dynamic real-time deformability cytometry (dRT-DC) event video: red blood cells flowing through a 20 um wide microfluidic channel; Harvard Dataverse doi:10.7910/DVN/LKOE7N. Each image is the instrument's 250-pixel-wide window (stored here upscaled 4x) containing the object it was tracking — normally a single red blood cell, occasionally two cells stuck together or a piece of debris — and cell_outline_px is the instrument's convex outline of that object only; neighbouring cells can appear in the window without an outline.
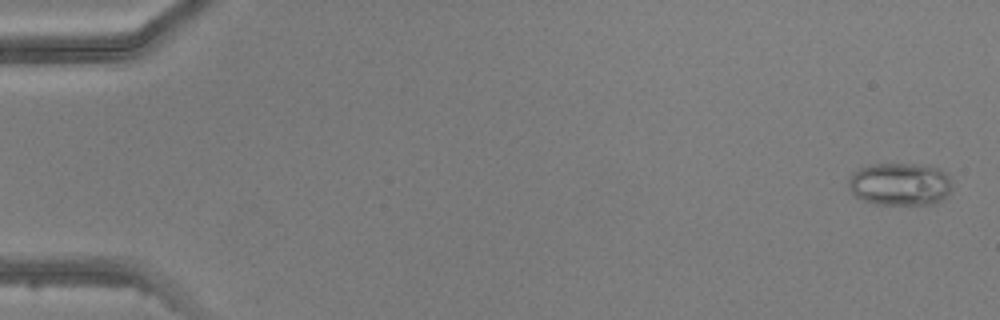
{"species": "common noctule bat (a hibernating species)", "species_latin": "Nyctalus noctula", "temperature_condition": "warm", "stored_images_in_passage": 4, "camera_frame_rate_fps": 3000, "um_per_image_px": 0.085, "animal": {"sex": "male", "body_mass_g": 20.5, "forearm_length_mm": 52.5}, "frame": {"image": 1, "passage_image": 1, "time_ms": 0.0, "image_size_px": [1000, 320], "cell_outline_px": [[952, 188], [940, 200], [932, 204], [876, 204], [864, 200], [856, 196], [848, 188], [848, 176], [852, 172], [860, 168], [872, 164], [928, 164], [940, 168], [948, 176]], "centroid_in_image_um": [76.47, 15.63], "position_along_channel_um": 8.5, "area_um2": 25.89}}